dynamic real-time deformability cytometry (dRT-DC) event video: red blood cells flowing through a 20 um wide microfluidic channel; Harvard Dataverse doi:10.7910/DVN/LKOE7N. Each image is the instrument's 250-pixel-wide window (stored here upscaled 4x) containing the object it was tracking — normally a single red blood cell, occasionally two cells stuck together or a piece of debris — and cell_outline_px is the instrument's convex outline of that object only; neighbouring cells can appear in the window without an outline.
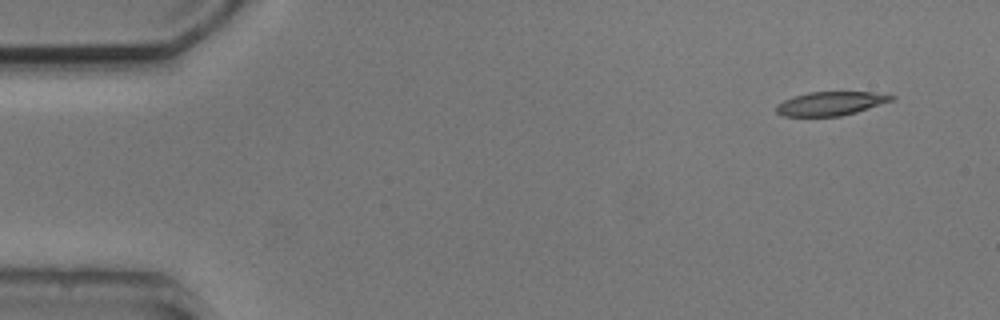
{"species": "common noctule bat (a hibernating species)", "species_latin": "Nyctalus noctula", "temperature_condition": "cold", "stored_images_in_passage": 5, "camera_frame_rate_fps": 3000, "um_per_image_px": 0.085, "animal": {"sex": "male", "body_mass_g": 20.5, "forearm_length_mm": 52.5}, "frame": {"image": 1, "passage_image": 1, "time_ms": 0.0, "image_size_px": [1000, 320], "cell_outline_px": [[896, 96], [892, 100], [856, 112], [840, 116], [784, 116], [776, 112], [776, 104], [792, 96], [808, 92], [872, 92]], "centroid_in_image_um": [70.55, 8.79], "position_along_channel_um": 14.4, "area_um2": 15.84}}